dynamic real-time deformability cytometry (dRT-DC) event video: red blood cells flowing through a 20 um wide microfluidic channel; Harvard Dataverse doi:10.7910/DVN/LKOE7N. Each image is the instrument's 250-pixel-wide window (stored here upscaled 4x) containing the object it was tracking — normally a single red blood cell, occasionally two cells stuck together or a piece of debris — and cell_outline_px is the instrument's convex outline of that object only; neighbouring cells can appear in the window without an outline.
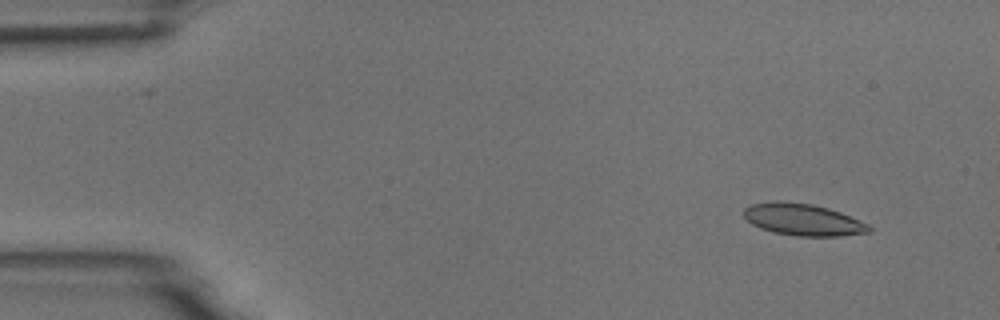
{"species": "common noctule bat (a hibernating species)", "species_latin": "Nyctalus noctula", "temperature_condition": "room temperature", "stored_images_in_passage": 5, "camera_frame_rate_fps": 3000, "um_per_image_px": 0.085, "animal": {"sex": "male", "body_mass_g": 18.8}, "frame": {"image": 1, "passage_image": 2, "time_ms": 1.0, "image_size_px": [1000, 320], "cell_outline_px": [[872, 232], [840, 236], [796, 236], [776, 232], [760, 228], [752, 224], [744, 216], [744, 208], [752, 204], [776, 200], [812, 204], [828, 208], [840, 212], [860, 220], [868, 224], [872, 228]], "centroid_in_image_um": [68.28, 18.67], "position_along_channel_um": 16.7, "area_um2": 23.24}}
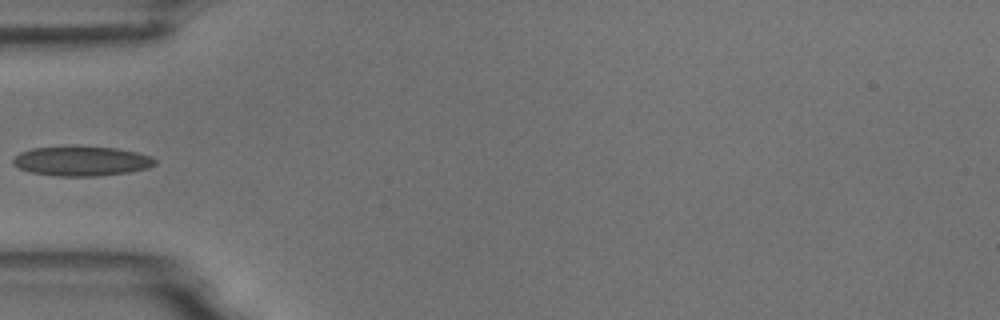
{"frame": {"image": 2, "passage_image": 5, "time_ms": 5.333, "image_size_px": [1000, 320], "cell_outline_px": [[156, 164], [148, 168], [128, 172], [96, 176], [56, 176], [32, 172], [20, 168], [12, 164], [12, 160], [20, 152], [32, 148], [116, 148], [136, 152], [152, 156], [156, 160]], "centroid_in_image_um": [6.96, 13.72], "position_along_channel_um": 78.0, "area_um2": 23.87}}